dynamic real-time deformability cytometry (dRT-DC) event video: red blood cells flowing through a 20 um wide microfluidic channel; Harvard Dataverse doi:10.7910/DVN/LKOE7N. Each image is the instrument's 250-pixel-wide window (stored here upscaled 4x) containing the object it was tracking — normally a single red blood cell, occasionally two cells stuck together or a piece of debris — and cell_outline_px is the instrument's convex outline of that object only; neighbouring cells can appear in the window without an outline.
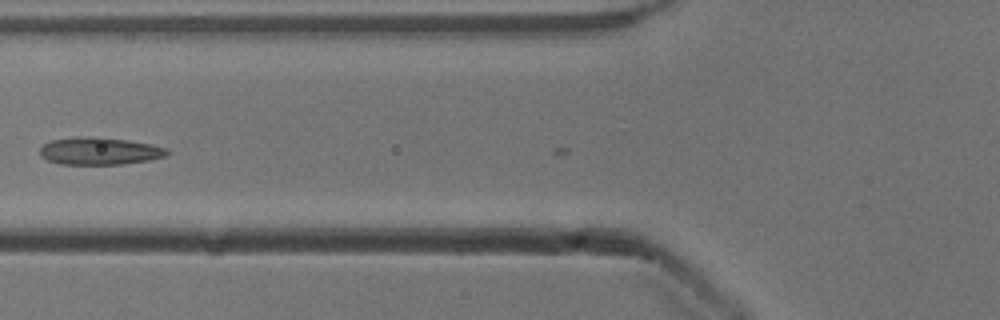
{"species": "common noctule bat (a hibernating species)", "species_latin": "Nyctalus noctula", "temperature_condition": "cold", "stored_images_in_passage": 5, "camera_frame_rate_fps": 3000, "um_per_image_px": 0.085, "animal": {"sex": "male", "body_mass_g": 13.3}, "frame": {"image": 1, "passage_image": 4, "time_ms": 1.0, "image_size_px": [1000, 320], "cell_outline_px": [[168, 152], [164, 156], [148, 160], [124, 164], [60, 164], [48, 160], [40, 156], [40, 148], [44, 144], [52, 140], [76, 136], [100, 136], [128, 140], [152, 144], [168, 148]], "centroid_in_image_um": [8.45, 12.82], "position_along_channel_um": 117.4, "area_um2": 20.46}}